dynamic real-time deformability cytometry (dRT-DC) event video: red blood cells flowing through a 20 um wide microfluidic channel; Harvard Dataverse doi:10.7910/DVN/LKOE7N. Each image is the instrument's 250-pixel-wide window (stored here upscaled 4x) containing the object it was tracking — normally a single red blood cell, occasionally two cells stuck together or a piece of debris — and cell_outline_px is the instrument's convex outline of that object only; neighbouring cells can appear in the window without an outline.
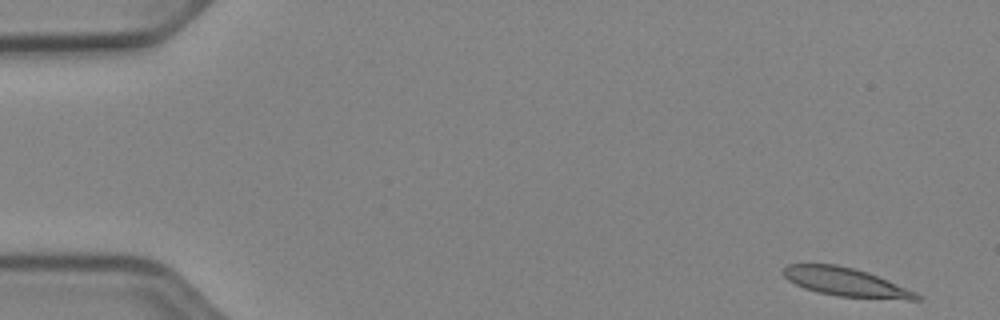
{"species": "Egyptian fruit bat (a non-hibernating species)", "species_latin": "Rousettus aegyptiacus", "temperature_condition": "cold", "stored_images_in_passage": 50, "camera_frame_rate_fps": 3000, "um_per_image_px": 0.085, "animal": {"sex": "female"}, "frame": {"image": 1, "passage_image": 1, "time_ms": 0.0, "image_size_px": [1000, 320], "cell_outline_px": [[920, 300], [908, 300], [836, 296], [816, 292], [804, 288], [788, 280], [784, 276], [784, 268], [788, 264], [836, 264], [868, 272], [916, 292], [920, 296]], "centroid_in_image_um": [71.89, 23.99], "position_along_channel_um": 13.1, "area_um2": 22.02}}
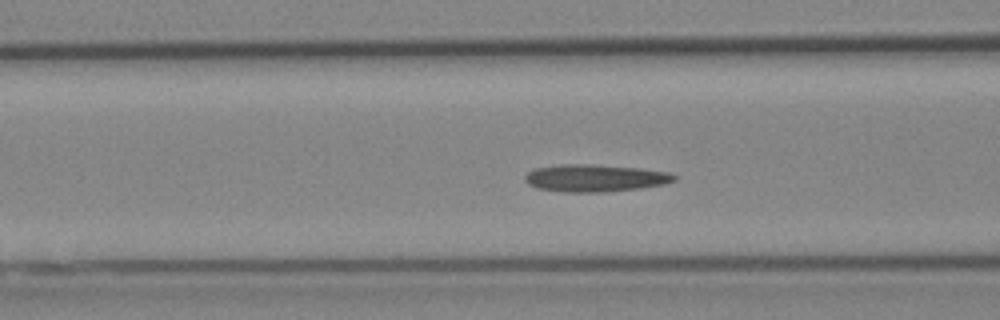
{"frame": {"image": 2, "passage_image": 19, "time_ms": 6.0, "image_size_px": [1000, 320], "cell_outline_px": [[676, 180], [664, 184], [640, 188], [604, 192], [564, 192], [536, 188], [528, 184], [524, 180], [524, 176], [532, 168], [560, 164], [592, 164], [640, 168], [668, 172], [676, 176]], "centroid_in_image_um": [50.53, 15.13], "position_along_channel_um": 116.1, "area_um2": 23.93}}
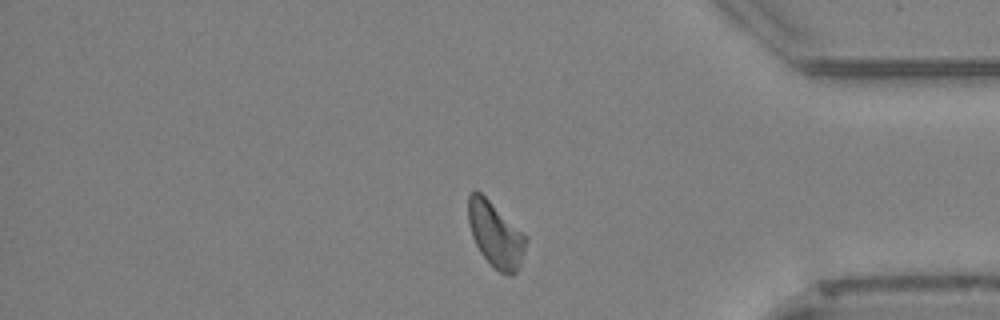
{"frame": {"image": 3, "passage_image": 42, "time_ms": 13.667, "image_size_px": [1000, 320], "cell_outline_px": [[528, 240], [520, 264], [516, 272], [512, 276], [508, 276], [500, 272], [480, 252], [472, 236], [468, 224], [468, 196], [472, 188], [476, 188]], "centroid_in_image_um": [42.07, 19.94], "position_along_channel_um": 393.1, "area_um2": 21.27}, "authors_computed_cell_mechanics": {"area_um2": 22.1952, "velocity_mm_per_s": 3.9009, "shape_relaxation_time_tau1_ms": 9.007, "shape_relaxation_time_tau2_ms": 3.4063, "deformation_change_tau1": 0.184, "deformation_change_tau2": 0.1165}}